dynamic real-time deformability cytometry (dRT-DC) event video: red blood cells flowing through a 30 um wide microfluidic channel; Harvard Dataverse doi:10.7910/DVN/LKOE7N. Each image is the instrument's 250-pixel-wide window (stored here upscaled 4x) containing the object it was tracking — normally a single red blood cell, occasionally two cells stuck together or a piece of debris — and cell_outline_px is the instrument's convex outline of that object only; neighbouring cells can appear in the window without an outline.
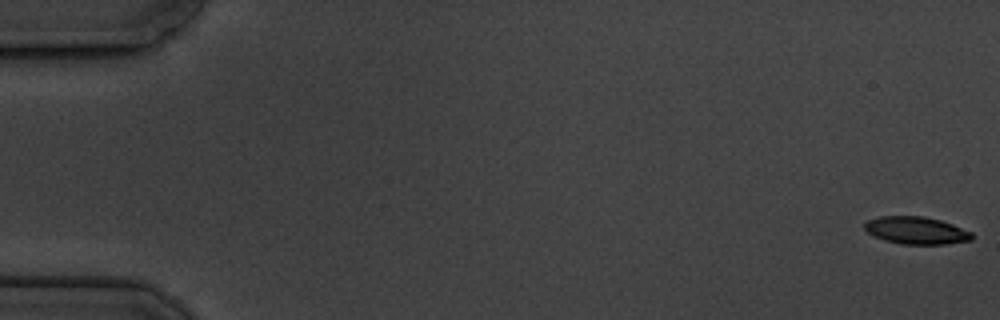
{"species": "common noctule bat (a hibernating species)", "species_latin": "Nyctalus noctula", "temperature_condition": "cold", "stored_images_in_passage": 4, "camera_frame_rate_fps": 3000, "um_per_image_px": 0.085, "animal": {"sex": "male", "body_mass_g": 19.5, "forearm_length_mm": 54.6}, "frame": {"image": 1, "passage_image": 1, "time_ms": 0.0, "image_size_px": [1000, 320], "cell_outline_px": [[972, 240], [948, 244], [900, 244], [884, 240], [868, 232], [864, 228], [864, 224], [868, 220], [880, 216], [924, 216], [940, 220], [952, 224], [972, 232]], "centroid_in_image_um": [77.89, 19.59], "position_along_channel_um": 7.1, "area_um2": 17.11}}